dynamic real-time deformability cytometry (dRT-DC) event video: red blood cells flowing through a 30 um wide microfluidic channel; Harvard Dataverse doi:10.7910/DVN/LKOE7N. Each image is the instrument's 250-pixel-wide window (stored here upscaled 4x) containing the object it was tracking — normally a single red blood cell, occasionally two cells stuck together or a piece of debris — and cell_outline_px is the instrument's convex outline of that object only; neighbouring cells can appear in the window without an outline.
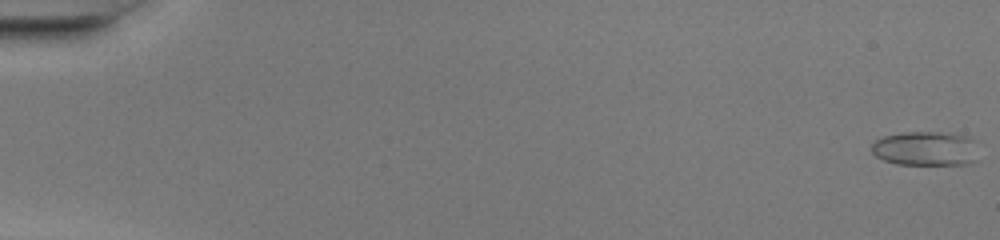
{"species": "common noctule bat (a hibernating species)", "species_latin": "Nyctalus noctula", "temperature_condition": "warm", "stored_images_in_passage": 50, "camera_frame_rate_fps": 3000, "um_per_image_px": 0.085, "animal": {"sex": "female", "body_mass_g": 20.0, "forearm_length_mm": 54.0}, "frame": {"image": 1, "passage_image": 1, "time_ms": 0.0, "image_size_px": [1000, 240], "cell_outline_px": [[980, 140], [976, 160], [968, 164], [896, 164], [884, 160], [876, 156], [872, 152], [872, 144], [876, 140], [884, 136], [904, 132], [940, 132], [968, 136]], "centroid_in_image_um": [78.76, 12.62], "position_along_channel_um": 6.2, "area_um2": 21.79}}
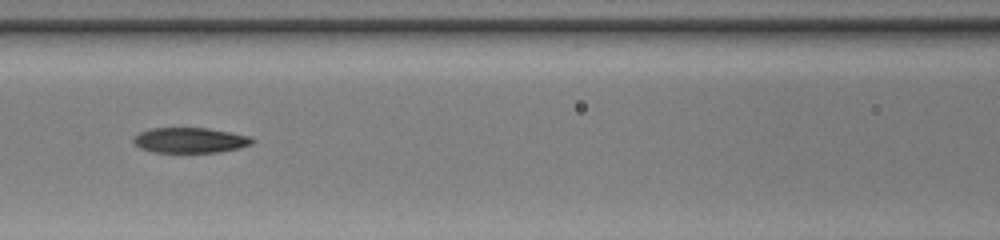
{"frame": {"image": 2, "passage_image": 24, "time_ms": 7.667, "image_size_px": [1000, 240], "cell_outline_px": [[256, 140], [252, 144], [240, 148], [220, 152], [152, 152], [140, 148], [132, 140], [140, 132], [152, 128], [208, 128], [252, 136]], "centroid_in_image_um": [16.21, 11.92], "position_along_channel_um": 150.4, "area_um2": 17.57}}
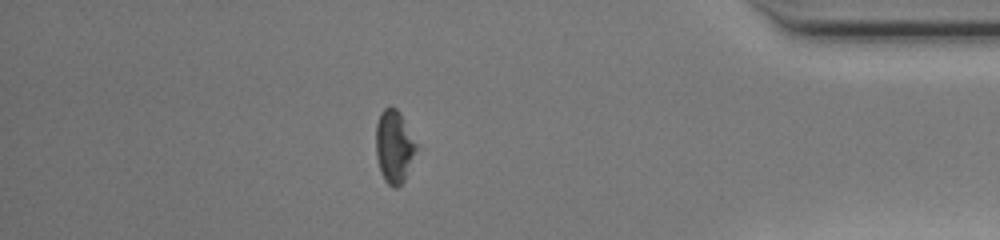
{"frame": {"image": 3, "passage_image": 44, "time_ms": 14.333, "image_size_px": [1000, 240], "cell_outline_px": [[416, 148], [404, 180], [396, 188], [392, 188], [384, 180], [380, 172], [376, 156], [376, 124], [380, 112], [388, 104], [392, 104], [400, 112], [416, 144]], "centroid_in_image_um": [33.45, 12.41], "position_along_channel_um": 401.7, "area_um2": 17.05}, "authors_computed_cell_mechanics": {"area_um2": 18.496, "velocity_mm_per_s": 4.2532, "shape_relaxation_time_tau1_ms": 7.8767, "shape_relaxation_time_tau2_ms": 10.1675, "deformation_change_tau1": 0.2439, "deformation_change_tau2": 0.2285}}